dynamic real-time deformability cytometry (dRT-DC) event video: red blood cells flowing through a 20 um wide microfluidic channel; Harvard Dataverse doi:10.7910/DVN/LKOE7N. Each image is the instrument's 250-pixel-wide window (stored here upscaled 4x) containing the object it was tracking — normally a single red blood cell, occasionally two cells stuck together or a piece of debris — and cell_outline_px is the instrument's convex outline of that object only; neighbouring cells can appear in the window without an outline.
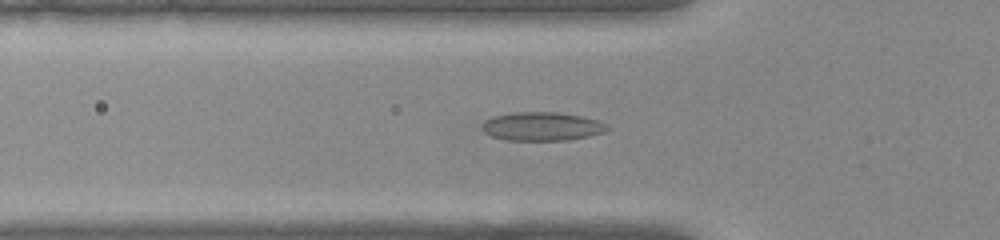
{"species": "common noctule bat (a hibernating species)", "species_latin": "Nyctalus noctula", "temperature_condition": "warm", "stored_images_in_passage": 42, "camera_frame_rate_fps": 3000, "um_per_image_px": 0.085, "animal": {"sex": "female", "body_mass_g": 22.0, "forearm_length_mm": 56.7}, "frame": {"image": 1, "passage_image": 16, "time_ms": 5.0, "image_size_px": [1000, 240], "cell_outline_px": [[612, 128], [604, 132], [588, 136], [568, 140], [508, 140], [492, 136], [484, 132], [484, 124], [492, 116], [516, 112], [556, 112], [580, 116], [596, 120], [608, 124]], "centroid_in_image_um": [46.13, 10.74], "position_along_channel_um": 79.7, "area_um2": 20.63}}
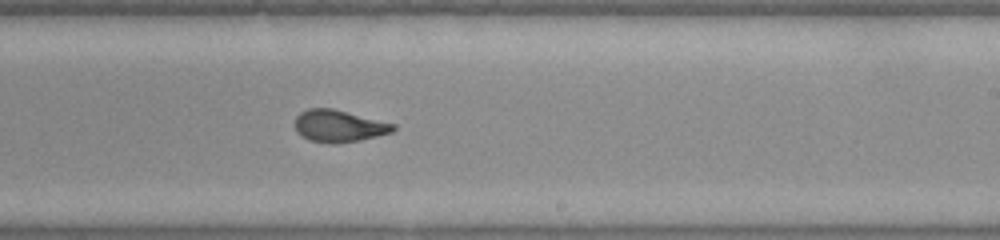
{"frame": {"image": 2, "passage_image": 30, "time_ms": 9.667, "image_size_px": [1000, 240], "cell_outline_px": [[396, 128], [392, 132], [360, 140], [332, 144], [308, 140], [300, 136], [296, 132], [296, 116], [300, 112], [308, 108], [332, 108], [396, 124]], "centroid_in_image_um": [28.78, 10.71], "position_along_channel_um": 260.2, "area_um2": 18.38}}
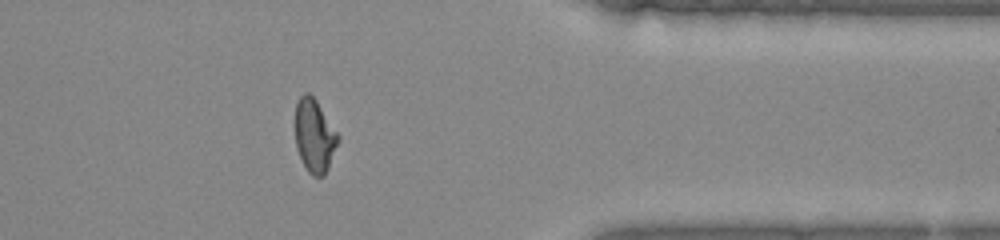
{"frame": {"image": 3, "passage_image": 41, "time_ms": 13.333, "image_size_px": [1000, 240], "cell_outline_px": [[340, 140], [328, 168], [324, 176], [312, 176], [308, 172], [296, 148], [296, 104], [300, 96], [304, 92], [308, 92], [316, 100], [340, 136]], "centroid_in_image_um": [26.75, 11.55], "position_along_channel_um": 384.7, "area_um2": 18.21}}